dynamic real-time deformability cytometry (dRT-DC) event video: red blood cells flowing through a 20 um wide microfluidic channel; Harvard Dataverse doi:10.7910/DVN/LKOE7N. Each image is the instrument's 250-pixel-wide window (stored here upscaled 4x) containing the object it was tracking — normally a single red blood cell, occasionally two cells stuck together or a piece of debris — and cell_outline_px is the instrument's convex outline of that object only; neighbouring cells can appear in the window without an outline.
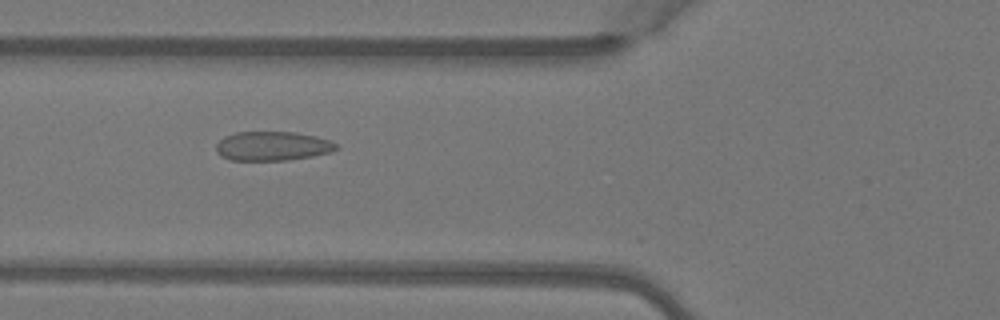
{"species": "Egyptian fruit bat (a non-hibernating species)", "species_latin": "Rousettus aegyptiacus", "temperature_condition": "warm", "stored_images_in_passage": 6, "camera_frame_rate_fps": 3000, "um_per_image_px": 0.085, "animal": {"sex": "female"}, "frame": {"image": 1, "passage_image": 5, "time_ms": 1.333, "image_size_px": [1000, 320], "cell_outline_px": [[340, 148], [332, 152], [312, 156], [288, 160], [228, 160], [220, 156], [216, 152], [216, 144], [224, 136], [236, 132], [296, 132], [316, 136], [328, 140], [336, 144]], "centroid_in_image_um": [23.15, 12.42], "position_along_channel_um": 102.7, "area_um2": 20.58}}